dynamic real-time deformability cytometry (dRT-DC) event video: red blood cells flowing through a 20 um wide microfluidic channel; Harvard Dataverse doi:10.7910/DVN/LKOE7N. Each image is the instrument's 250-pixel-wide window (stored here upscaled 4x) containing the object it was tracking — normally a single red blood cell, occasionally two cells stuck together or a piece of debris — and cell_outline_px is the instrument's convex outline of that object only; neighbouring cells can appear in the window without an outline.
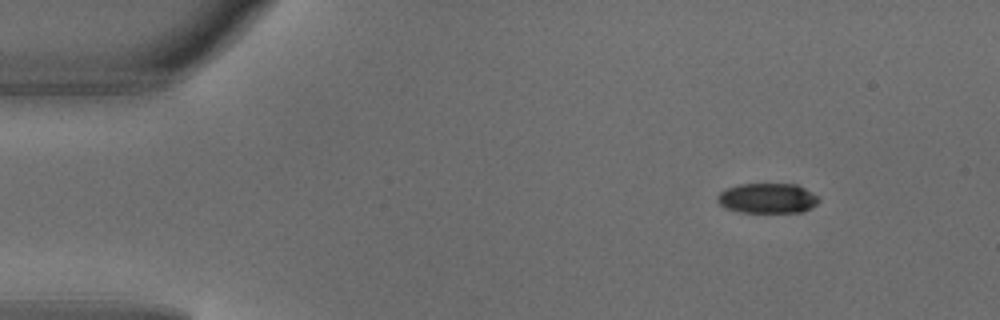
{"species": "common noctule bat (a hibernating species)", "species_latin": "Nyctalus noctula", "temperature_condition": "warm", "stored_images_in_passage": 2, "camera_frame_rate_fps": 3000, "um_per_image_px": 0.085, "animal": {"sex": "male", "body_mass_g": 18.8}, "frame": {"image": 1, "passage_image": 1, "time_ms": 0.0, "image_size_px": [1000, 320], "cell_outline_px": [[820, 200], [816, 204], [804, 212], [740, 212], [724, 208], [716, 200], [716, 196], [724, 188], [740, 184], [796, 184], [812, 192]], "centroid_in_image_um": [65.19, 16.85], "position_along_channel_um": 19.8, "area_um2": 17.86}}
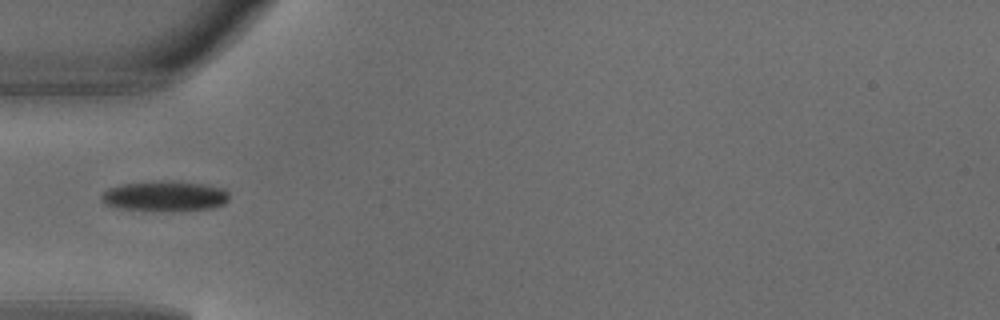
{"frame": {"image": 2, "passage_image": 2, "time_ms": 0.333, "image_size_px": [1000, 320], "cell_outline_px": [[228, 200], [224, 204], [212, 208], [116, 208], [104, 204], [100, 200], [100, 196], [108, 188], [120, 184], [160, 180], [180, 180], [204, 184], [224, 188], [228, 192]], "centroid_in_image_um": [13.99, 16.59], "position_along_channel_um": 71.0, "area_um2": 21.91}}